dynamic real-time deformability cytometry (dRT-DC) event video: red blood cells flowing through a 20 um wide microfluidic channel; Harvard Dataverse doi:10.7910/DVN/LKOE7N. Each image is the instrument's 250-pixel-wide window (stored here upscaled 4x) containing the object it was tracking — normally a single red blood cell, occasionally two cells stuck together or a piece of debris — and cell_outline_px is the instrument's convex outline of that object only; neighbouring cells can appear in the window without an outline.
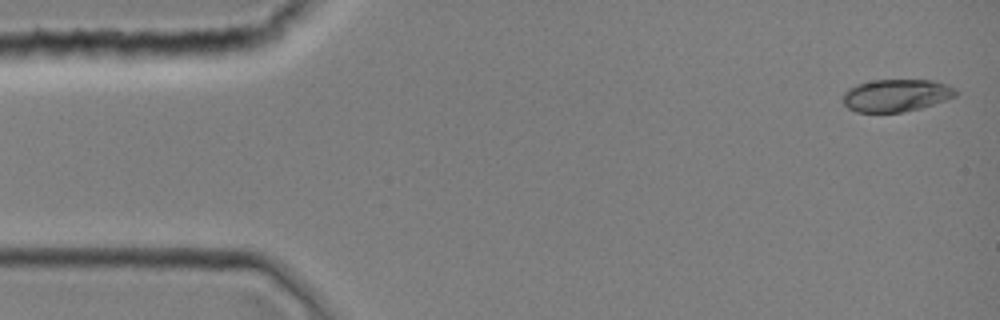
{"species": "common noctule bat (a hibernating species)", "species_latin": "Nyctalus noctula", "temperature_condition": "room temperature", "stored_images_in_passage": 9, "camera_frame_rate_fps": 3000, "um_per_image_px": 0.085, "animal": {"sex": "female", "body_mass_g": 19.0, "forearm_length_mm": 51.5}, "frame": {"image": 1, "passage_image": 1, "time_ms": 0.0, "image_size_px": [1000, 320], "cell_outline_px": [[956, 96], [920, 108], [900, 112], [856, 112], [848, 108], [844, 104], [844, 92], [848, 88], [856, 84], [872, 80], [932, 80], [956, 88]], "centroid_in_image_um": [76.14, 8.1], "position_along_channel_um": 8.9, "area_um2": 21.15}}
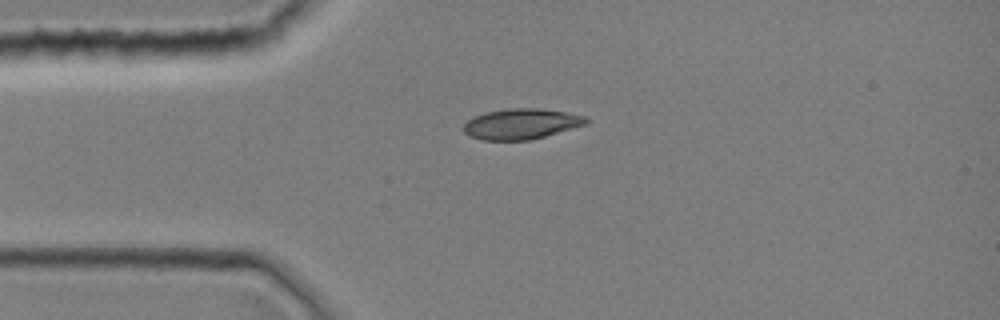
{"frame": {"image": 2, "passage_image": 9, "time_ms": 2.667, "image_size_px": [1000, 320], "cell_outline_px": [[588, 124], [544, 136], [528, 140], [484, 140], [468, 136], [460, 128], [472, 116], [488, 112], [512, 108], [536, 108], [564, 112], [584, 116], [588, 120]], "centroid_in_image_um": [44.25, 10.54], "position_along_channel_um": 40.7, "area_um2": 21.68}}